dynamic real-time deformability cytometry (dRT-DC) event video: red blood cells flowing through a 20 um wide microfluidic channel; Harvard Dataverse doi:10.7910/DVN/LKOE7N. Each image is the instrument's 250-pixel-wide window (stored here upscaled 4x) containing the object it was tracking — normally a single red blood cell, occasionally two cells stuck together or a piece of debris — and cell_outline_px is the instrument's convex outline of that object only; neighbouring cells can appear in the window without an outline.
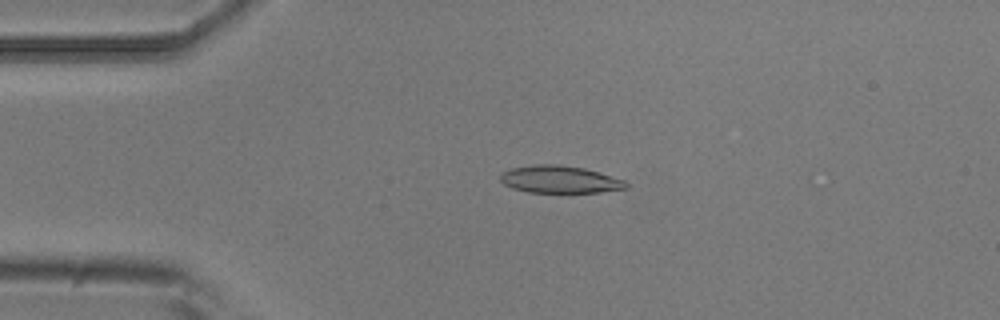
{"species": "common noctule bat (a hibernating species)", "species_latin": "Nyctalus noctula", "temperature_condition": "room temperature", "stored_images_in_passage": 4, "camera_frame_rate_fps": 3000, "um_per_image_px": 0.085, "animal": {"sex": "male", "body_mass_g": 20.5, "forearm_length_mm": 52.5}, "frame": {"image": 1, "passage_image": 3, "time_ms": 0.667, "image_size_px": [1000, 320], "cell_outline_px": [[628, 188], [600, 192], [528, 192], [512, 188], [504, 184], [500, 180], [500, 176], [504, 172], [512, 168], [536, 164], [560, 164], [584, 168], [624, 180], [628, 184]], "centroid_in_image_um": [47.58, 15.25], "position_along_channel_um": 37.4, "area_um2": 19.88}}